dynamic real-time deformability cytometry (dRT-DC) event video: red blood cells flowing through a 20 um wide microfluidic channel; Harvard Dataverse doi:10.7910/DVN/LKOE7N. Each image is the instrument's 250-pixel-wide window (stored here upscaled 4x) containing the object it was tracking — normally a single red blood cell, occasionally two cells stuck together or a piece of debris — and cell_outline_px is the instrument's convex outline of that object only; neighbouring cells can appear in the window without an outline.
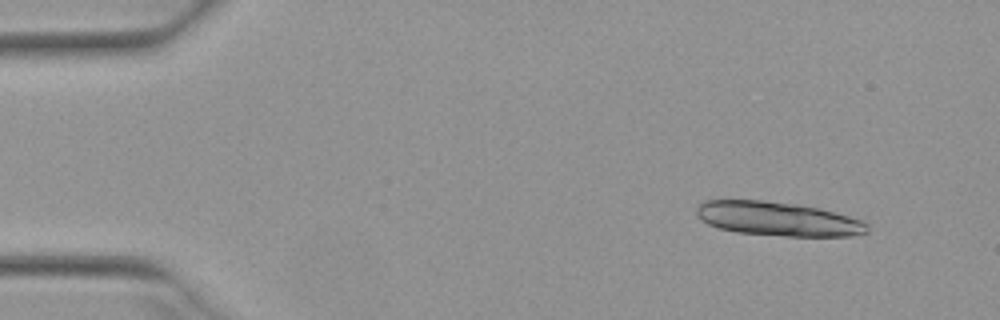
{"species": "Egyptian fruit bat (a non-hibernating species)", "species_latin": "Rousettus aegyptiacus", "temperature_condition": "warm", "stored_images_in_passage": 15, "camera_frame_rate_fps": 3000, "um_per_image_px": 0.085, "animal": {"sex": "female"}, "frame": {"image": 1, "passage_image": 5, "time_ms": 1.333, "image_size_px": [1000, 320], "cell_outline_px": [[868, 232], [852, 236], [784, 236], [736, 232], [720, 228], [708, 224], [696, 212], [696, 208], [704, 200], [764, 200], [796, 204], [820, 208], [848, 216], [860, 220], [868, 224]], "centroid_in_image_um": [66.14, 18.6], "position_along_channel_um": 18.9, "area_um2": 33.7}}